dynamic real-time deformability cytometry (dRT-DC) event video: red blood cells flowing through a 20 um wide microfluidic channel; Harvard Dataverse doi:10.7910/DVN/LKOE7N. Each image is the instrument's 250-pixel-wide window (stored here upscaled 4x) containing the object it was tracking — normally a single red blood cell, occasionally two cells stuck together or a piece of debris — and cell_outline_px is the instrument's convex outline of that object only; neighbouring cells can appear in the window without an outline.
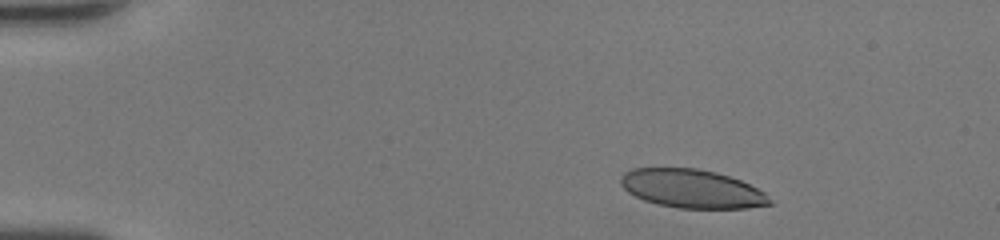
{"species": "human", "species_latin": "Homo sapiens", "temperature_condition": "room temperature", "stored_images_in_passage": 44, "camera_frame_rate_fps": 3000, "um_per_image_px": 0.085, "donor": {"sex": "female"}, "frame": {"image": 1, "passage_image": 4, "time_ms": 1.0, "image_size_px": [1000, 240], "cell_outline_px": [[772, 204], [748, 208], [680, 208], [660, 204], [644, 200], [628, 192], [620, 184], [620, 176], [624, 172], [632, 168], [696, 168], [716, 172], [740, 180], [764, 192]], "centroid_in_image_um": [58.78, 16.03], "position_along_channel_um": 26.2, "area_um2": 33.23}}
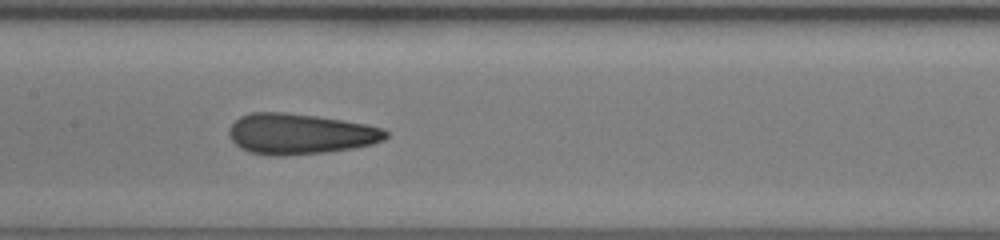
{"frame": {"image": 2, "passage_image": 21, "time_ms": 6.667, "image_size_px": [1000, 240], "cell_outline_px": [[388, 136], [384, 140], [372, 144], [352, 148], [324, 152], [280, 156], [276, 156], [248, 152], [240, 148], [232, 140], [228, 132], [228, 128], [240, 116], [252, 112], [284, 112], [316, 116], [364, 124], [384, 128], [388, 132]], "centroid_in_image_um": [25.48, 11.38], "position_along_channel_um": 181.9, "area_um2": 36.99}}
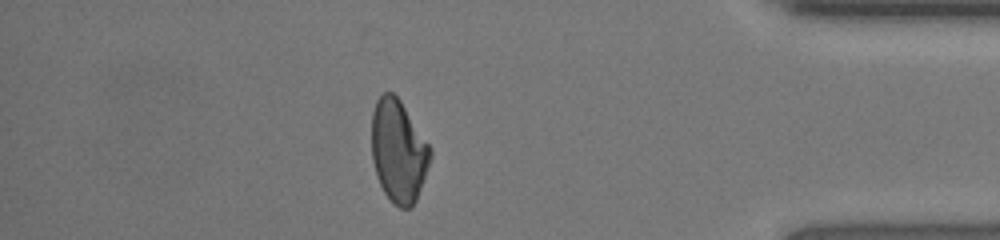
{"frame": {"image": 3, "passage_image": 38, "time_ms": 12.333, "image_size_px": [1000, 240], "cell_outline_px": [[432, 156], [416, 200], [412, 208], [400, 208], [392, 204], [384, 192], [376, 176], [372, 160], [372, 112], [376, 100], [384, 92], [392, 92], [400, 100], [432, 148]], "centroid_in_image_um": [33.86, 12.86], "position_along_channel_um": 401.3, "area_um2": 35.2}, "authors_computed_cell_mechanics": {"area_um2": 35.7204, "velocity_mm_per_s": 4.4408, "shape_relaxation_time_tau1_ms": 7.5461, "shape_relaxation_time_tau2_ms": 1.3218, "deformation_change_tau1": 0.2098, "deformation_change_tau2": 0.0976}}